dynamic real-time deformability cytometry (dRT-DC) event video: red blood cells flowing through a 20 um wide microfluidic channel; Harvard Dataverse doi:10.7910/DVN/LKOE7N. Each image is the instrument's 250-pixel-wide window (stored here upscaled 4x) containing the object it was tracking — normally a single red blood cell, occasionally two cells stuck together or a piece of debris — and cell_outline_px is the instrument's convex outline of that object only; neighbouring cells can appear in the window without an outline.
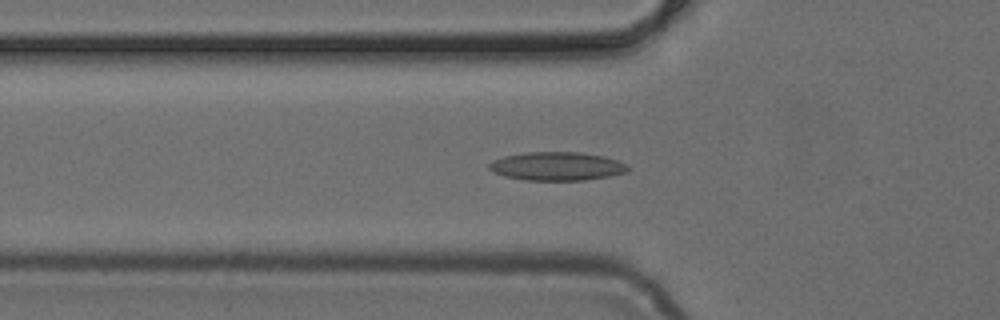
{"species": "common noctule bat (a hibernating species)", "species_latin": "Nyctalus noctula", "temperature_condition": "cold", "stored_images_in_passage": 34, "camera_frame_rate_fps": 3000, "um_per_image_px": 0.085, "animal": {"sex": "female", "body_mass_g": 24.6, "forearm_length_mm": 56.2}, "frame": {"image": 1, "passage_image": 2, "time_ms": 0.333, "image_size_px": [1000, 320], "cell_outline_px": [[628, 172], [608, 176], [584, 180], [524, 180], [504, 176], [492, 172], [488, 168], [488, 164], [492, 160], [504, 156], [524, 152], [580, 152], [604, 156], [628, 164]], "centroid_in_image_um": [47.3, 14.12], "position_along_channel_um": 78.5, "area_um2": 23.18}}
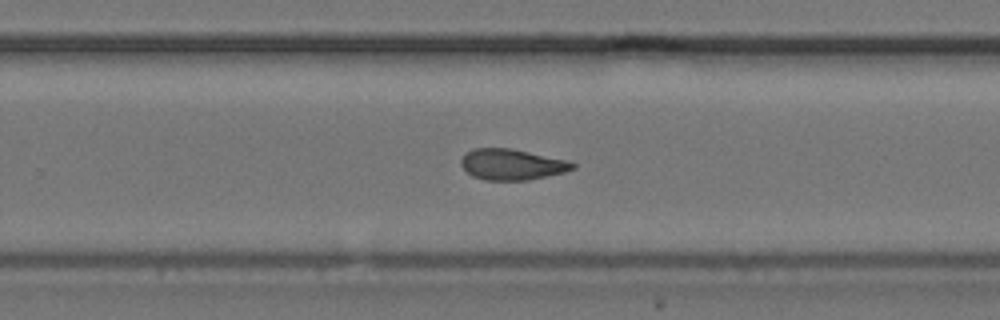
{"frame": {"image": 2, "passage_image": 17, "time_ms": 5.333, "image_size_px": [1000, 320], "cell_outline_px": [[576, 168], [564, 172], [528, 180], [484, 180], [472, 176], [460, 164], [460, 160], [464, 152], [472, 148], [512, 148], [568, 160], [576, 164]], "centroid_in_image_um": [43.49, 13.96], "position_along_channel_um": 286.3, "area_um2": 20.29}}
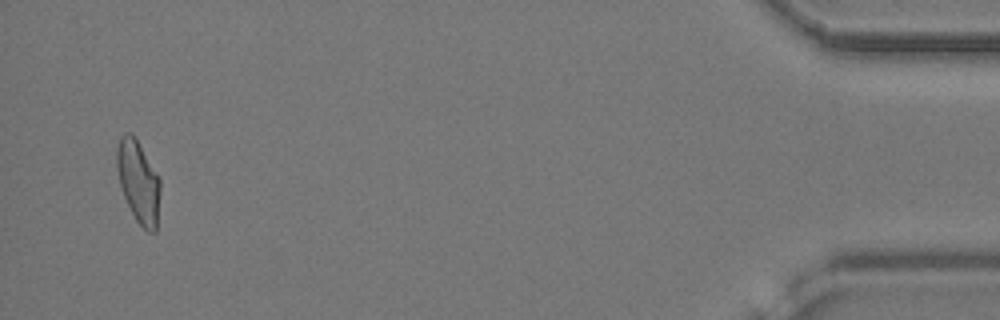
{"frame": {"image": 3, "passage_image": 33, "time_ms": 10.667, "image_size_px": [1000, 320], "cell_outline_px": [[160, 192], [156, 232], [148, 232], [136, 220], [124, 196], [120, 184], [116, 168], [116, 148], [120, 136], [124, 132], [132, 132], [160, 180]], "centroid_in_image_um": [11.74, 15.42], "position_along_channel_um": 423.5, "area_um2": 20.58}}